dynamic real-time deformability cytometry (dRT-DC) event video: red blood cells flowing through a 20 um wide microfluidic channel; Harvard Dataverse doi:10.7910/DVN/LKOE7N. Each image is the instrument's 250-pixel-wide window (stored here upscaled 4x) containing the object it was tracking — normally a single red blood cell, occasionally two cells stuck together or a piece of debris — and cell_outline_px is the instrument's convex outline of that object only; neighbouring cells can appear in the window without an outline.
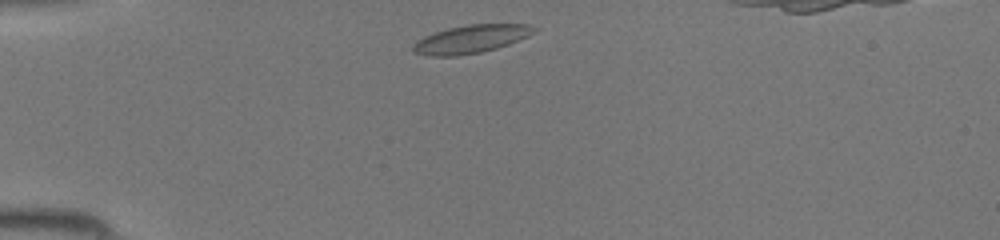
{"species": "common noctule bat (a hibernating species)", "species_latin": "Nyctalus noctula", "temperature_condition": "room temperature", "stored_images_in_passage": 33, "camera_frame_rate_fps": 3000, "um_per_image_px": 0.085, "animal": {"sex": "female", "body_mass_g": 19.5, "forearm_length_mm": 54.1}, "frame": {"image": 1, "passage_image": 1, "time_ms": 0.0, "image_size_px": [1000, 240], "cell_outline_px": [[536, 32], [528, 36], [508, 44], [496, 48], [480, 52], [456, 56], [428, 56], [412, 52], [412, 44], [416, 40], [424, 36], [448, 28], [468, 24], [532, 24], [536, 28]], "centroid_in_image_um": [40.01, 3.32], "position_along_channel_um": 45.0, "area_um2": 19.88}}
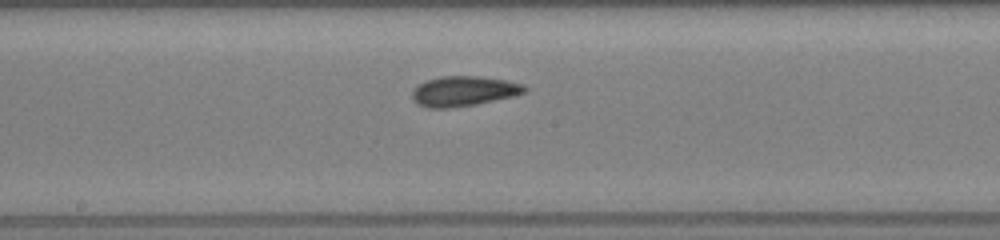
{"frame": {"image": 2, "passage_image": 14, "time_ms": 4.333, "image_size_px": [1000, 240], "cell_outline_px": [[528, 88], [524, 92], [512, 96], [476, 104], [448, 108], [428, 108], [416, 104], [412, 100], [412, 92], [424, 80], [440, 76], [476, 76], [508, 80], [524, 84]], "centroid_in_image_um": [39.39, 7.74], "position_along_channel_um": 208.8, "area_um2": 19.71}}
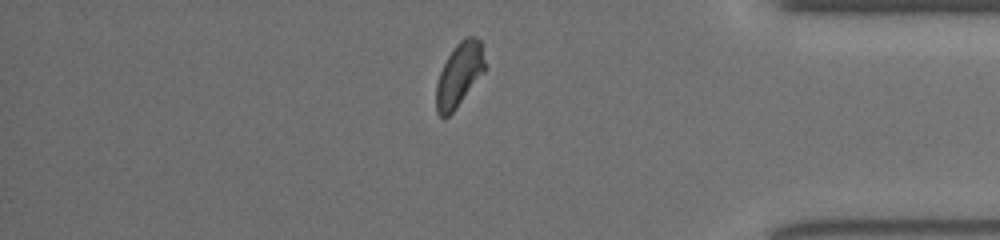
{"frame": {"image": 3, "passage_image": 28, "time_ms": 9.0, "image_size_px": [1000, 240], "cell_outline_px": [[484, 72], [452, 112], [448, 116], [440, 116], [436, 112], [436, 84], [440, 72], [448, 56], [456, 44], [460, 40], [468, 36], [476, 36], [480, 40], [484, 60]], "centroid_in_image_um": [39.02, 6.33], "position_along_channel_um": 396.2, "area_um2": 17.69}}